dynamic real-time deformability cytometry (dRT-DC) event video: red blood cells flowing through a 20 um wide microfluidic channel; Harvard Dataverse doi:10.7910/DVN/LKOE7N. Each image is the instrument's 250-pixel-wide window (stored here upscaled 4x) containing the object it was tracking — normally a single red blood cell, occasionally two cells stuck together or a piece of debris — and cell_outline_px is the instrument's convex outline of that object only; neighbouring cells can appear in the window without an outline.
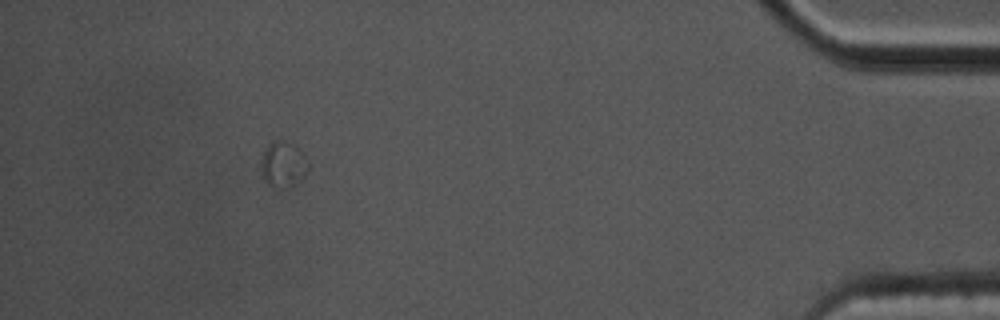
{"species": "common noctule bat (a hibernating species)", "species_latin": "Nyctalus noctula", "temperature_condition": "cold", "stored_images_in_passage": 44, "camera_frame_rate_fps": 3000, "um_per_image_px": 0.085, "animal": {"sex": "male", "body_mass_g": 17.5, "forearm_length_mm": 52.3}, "frame": {"image": 1, "passage_image": 39, "time_ms": 12.667, "image_size_px": [1000, 320], "cell_outline_px": [[308, 168], [304, 176], [296, 184], [288, 188], [268, 184], [264, 180], [264, 152], [268, 144], [272, 140], [280, 140], [308, 164]], "centroid_in_image_um": [24.04, 14.06], "position_along_channel_um": 411.2, "area_um2": 11.04}}